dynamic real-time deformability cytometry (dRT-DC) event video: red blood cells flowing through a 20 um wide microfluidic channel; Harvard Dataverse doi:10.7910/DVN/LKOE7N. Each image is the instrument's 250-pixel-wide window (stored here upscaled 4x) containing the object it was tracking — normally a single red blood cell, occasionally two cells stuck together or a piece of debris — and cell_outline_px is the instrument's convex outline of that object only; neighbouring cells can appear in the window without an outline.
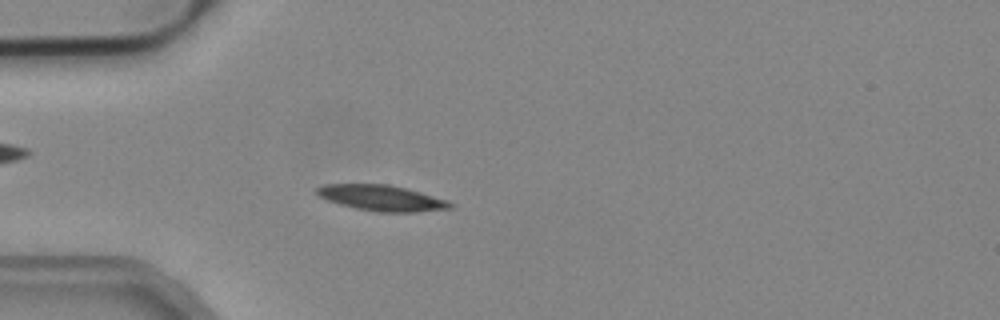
{"species": "common noctule bat (a hibernating species)", "species_latin": "Nyctalus noctula", "temperature_condition": "cold", "stored_images_in_passage": 53, "camera_frame_rate_fps": 3000, "um_per_image_px": 0.085, "animal": {"sex": "male", "body_mass_g": 19.2, "forearm_length_mm": 51.8}, "frame": {"image": 1, "passage_image": 15, "time_ms": 4.667, "image_size_px": [1000, 320], "cell_outline_px": [[456, 204], [452, 208], [416, 212], [380, 212], [356, 208], [340, 204], [328, 200], [320, 196], [316, 192], [316, 188], [324, 184], [388, 184], [420, 192], [448, 200]], "centroid_in_image_um": [32.48, 16.83], "position_along_channel_um": 52.5, "area_um2": 19.88}}
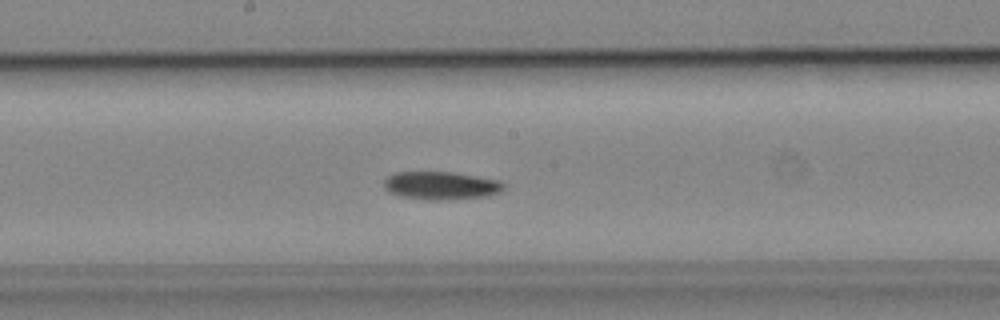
{"frame": {"image": 2, "passage_image": 28, "time_ms": 9.0, "image_size_px": [1000, 320], "cell_outline_px": [[504, 188], [500, 192], [488, 196], [440, 200], [428, 200], [400, 196], [388, 192], [384, 188], [384, 180], [388, 176], [396, 172], [452, 172], [500, 180], [504, 184]], "centroid_in_image_um": [37.47, 15.77], "position_along_channel_um": 210.7, "area_um2": 19.59}}
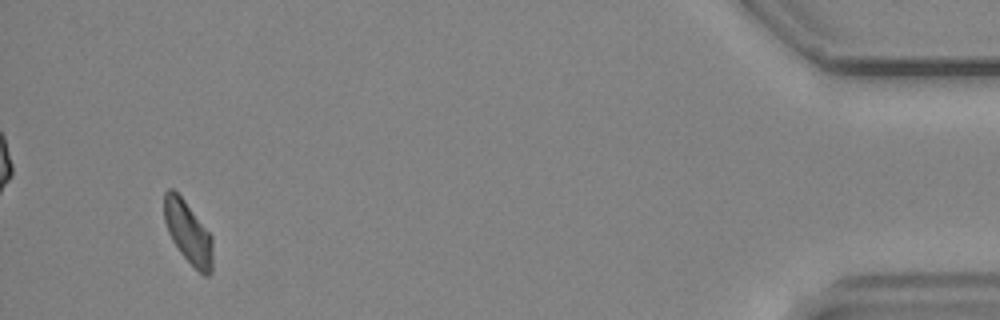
{"frame": {"image": 3, "passage_image": 50, "time_ms": 16.333, "image_size_px": [1000, 320], "cell_outline_px": [[212, 272], [208, 276], [204, 276], [180, 252], [172, 240], [168, 232], [164, 220], [164, 192], [168, 188], [172, 188], [184, 200], [212, 236]], "centroid_in_image_um": [15.98, 19.75], "position_along_channel_um": 419.2, "area_um2": 17.4}, "authors_computed_cell_mechanics": {"area_um2": 18.9006, "velocity_mm_per_s": 3.8893, "shape_relaxation_time_tau1_ms": 6.1719, "shape_relaxation_time_tau2_ms": null, "deformation_change_tau1": 0.1362, "deformation_change_tau2": null}}